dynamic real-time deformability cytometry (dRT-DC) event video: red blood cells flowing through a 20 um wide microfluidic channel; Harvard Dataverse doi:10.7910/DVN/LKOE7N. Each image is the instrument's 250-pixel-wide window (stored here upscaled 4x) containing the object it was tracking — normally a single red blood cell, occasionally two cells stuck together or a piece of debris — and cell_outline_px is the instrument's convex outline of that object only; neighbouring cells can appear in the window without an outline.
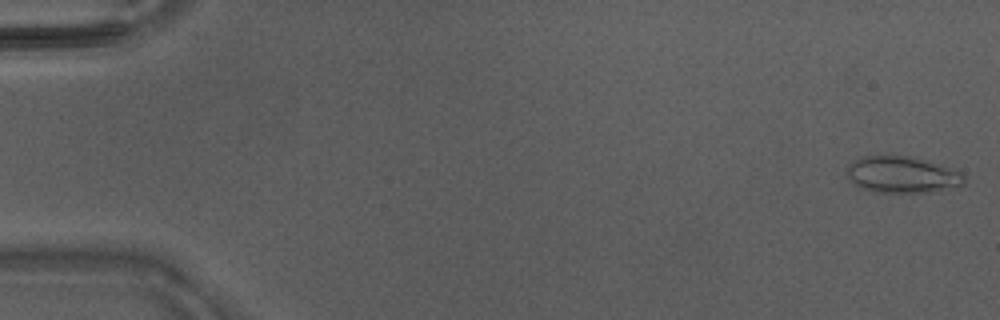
{"species": "Egyptian fruit bat (a non-hibernating species)", "species_latin": "Rousettus aegyptiacus", "temperature_condition": "warm", "stored_images_in_passage": 6, "camera_frame_rate_fps": 3000, "um_per_image_px": 0.085, "animal": {"sex": "male"}, "frame": {"image": 1, "passage_image": 1, "time_ms": 0.0, "image_size_px": [1000, 320], "cell_outline_px": [[964, 184], [960, 188], [932, 192], [876, 192], [860, 188], [848, 176], [848, 164], [860, 156], [912, 156], [928, 160], [960, 172], [964, 176]], "centroid_in_image_um": [76.73, 14.85], "position_along_channel_um": 8.3, "area_um2": 25.09}}